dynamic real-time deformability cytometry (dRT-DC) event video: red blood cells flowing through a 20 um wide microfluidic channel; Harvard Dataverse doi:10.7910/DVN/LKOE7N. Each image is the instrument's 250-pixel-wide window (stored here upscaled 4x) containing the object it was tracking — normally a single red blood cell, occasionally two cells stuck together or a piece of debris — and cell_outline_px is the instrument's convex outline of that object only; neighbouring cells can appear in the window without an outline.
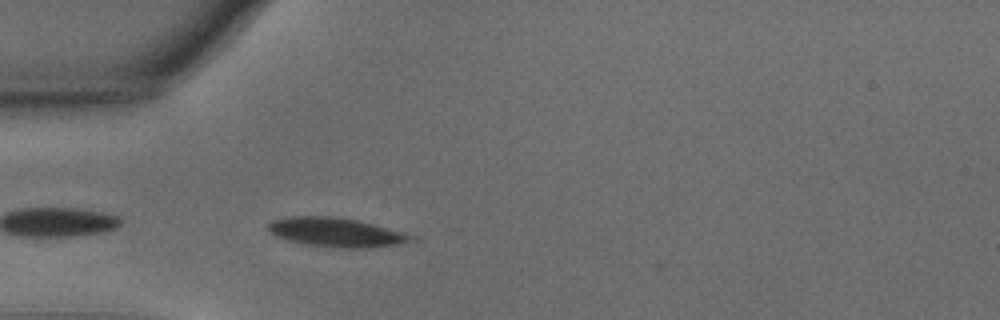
{"species": "common noctule bat (a hibernating species)", "species_latin": "Nyctalus noctula", "temperature_condition": "warm", "stored_images_in_passage": 6, "camera_frame_rate_fps": 3000, "um_per_image_px": 0.085, "animal": {"sex": "male", "body_mass_g": 15.6}, "frame": {"image": 1, "passage_image": 2, "time_ms": 0.333, "image_size_px": [1000, 320], "cell_outline_px": [[420, 240], [396, 244], [364, 248], [352, 248], [308, 244], [276, 236], [268, 232], [268, 224], [272, 220], [288, 216], [332, 216], [356, 220], [372, 224], [416, 236]], "centroid_in_image_um": [28.58, 19.73], "position_along_channel_um": 56.4, "area_um2": 23.81}}